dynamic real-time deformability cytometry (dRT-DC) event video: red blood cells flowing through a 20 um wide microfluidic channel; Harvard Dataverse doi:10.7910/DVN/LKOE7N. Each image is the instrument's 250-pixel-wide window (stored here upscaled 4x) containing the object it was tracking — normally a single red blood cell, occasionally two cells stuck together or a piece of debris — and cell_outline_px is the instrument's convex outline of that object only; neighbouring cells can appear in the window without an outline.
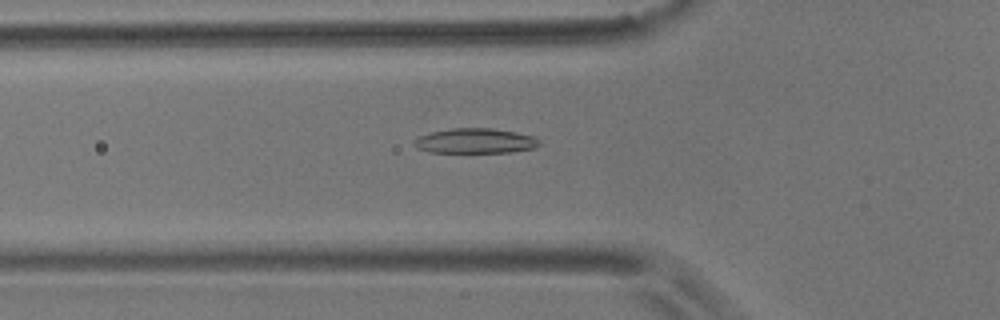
{"species": "common noctule bat (a hibernating species)", "species_latin": "Nyctalus noctula", "temperature_condition": "room temperature", "stored_images_in_passage": 44, "camera_frame_rate_fps": 3000, "um_per_image_px": 0.085, "animal": {"sex": "male", "body_mass_g": 17.9}, "frame": {"image": 1, "passage_image": 11, "time_ms": 3.333, "image_size_px": [1000, 320], "cell_outline_px": [[540, 144], [532, 148], [512, 152], [428, 152], [416, 148], [412, 144], [420, 136], [432, 132], [452, 128], [492, 128], [516, 132], [532, 136], [540, 140]], "centroid_in_image_um": [40.39, 11.98], "position_along_channel_um": 85.4, "area_um2": 18.09}}
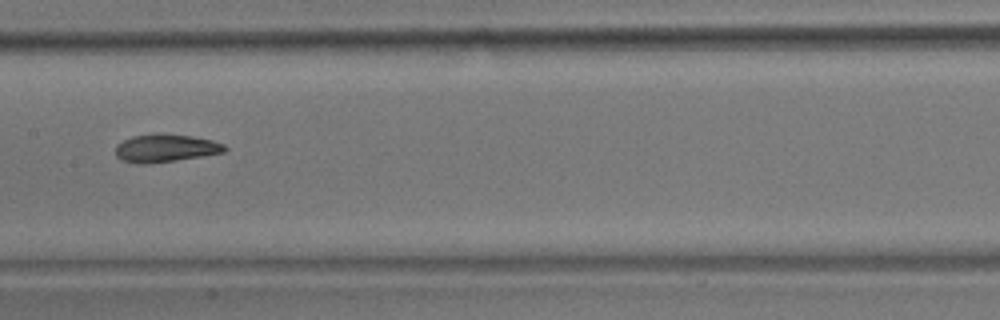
{"frame": {"image": 2, "passage_image": 20, "time_ms": 6.333, "image_size_px": [1000, 320], "cell_outline_px": [[228, 148], [224, 152], [176, 160], [144, 164], [136, 164], [124, 160], [116, 156], [116, 144], [132, 136], [192, 136], [212, 140], [224, 144]], "centroid_in_image_um": [14.08, 12.63], "position_along_channel_um": 193.3, "area_um2": 16.94}}
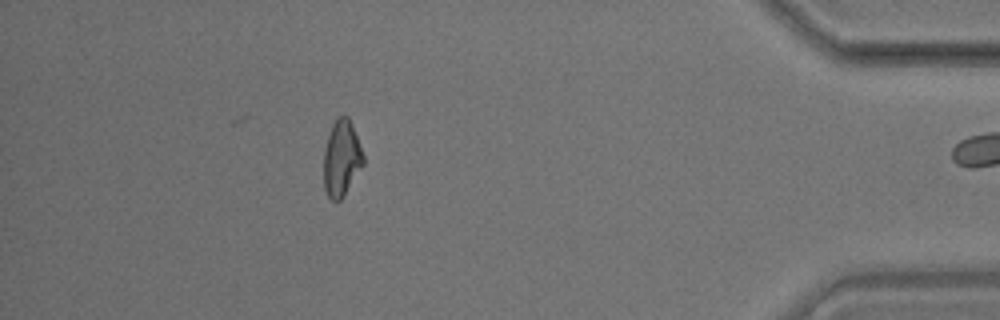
{"frame": {"image": 3, "passage_image": 42, "time_ms": 13.667, "image_size_px": [1000, 320], "cell_outline_px": [[364, 164], [340, 200], [336, 204], [328, 196], [324, 188], [324, 148], [332, 124], [336, 116], [348, 116], [364, 156]], "centroid_in_image_um": [29.01, 13.46], "position_along_channel_um": 406.2, "area_um2": 17.4}, "authors_computed_cell_mechanics": {"area_um2": 17.7735, "velocity_mm_per_s": 3.5673, "shape_relaxation_time_tau1_ms": null, "shape_relaxation_time_tau2_ms": 3.2294, "deformation_change_tau1": null, "deformation_change_tau2": 0.0974}}